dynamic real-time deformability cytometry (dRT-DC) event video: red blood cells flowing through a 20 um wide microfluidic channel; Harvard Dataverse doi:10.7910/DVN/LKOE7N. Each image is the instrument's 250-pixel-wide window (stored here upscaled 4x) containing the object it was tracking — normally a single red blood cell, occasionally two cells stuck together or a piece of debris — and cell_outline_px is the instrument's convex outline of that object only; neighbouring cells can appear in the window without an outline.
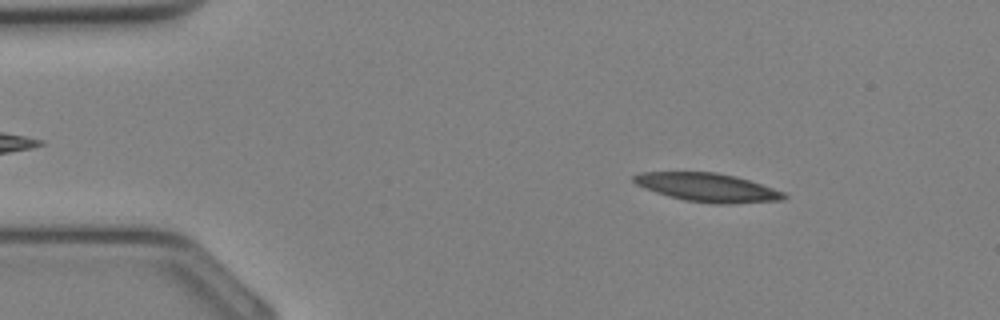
{"species": "Egyptian fruit bat (a non-hibernating species)", "species_latin": "Rousettus aegyptiacus", "temperature_condition": "cold", "stored_images_in_passage": 33, "camera_frame_rate_fps": 3000, "um_per_image_px": 0.085, "animal": {"sex": "female"}, "frame": {"image": 1, "passage_image": 4, "time_ms": 1.0, "image_size_px": [1000, 320], "cell_outline_px": [[788, 196], [784, 200], [728, 204], [716, 204], [684, 200], [656, 192], [644, 188], [636, 184], [632, 180], [632, 176], [640, 172], [716, 172], [736, 176], [784, 192]], "centroid_in_image_um": [60.13, 15.93], "position_along_channel_um": 24.9, "area_um2": 24.91}}
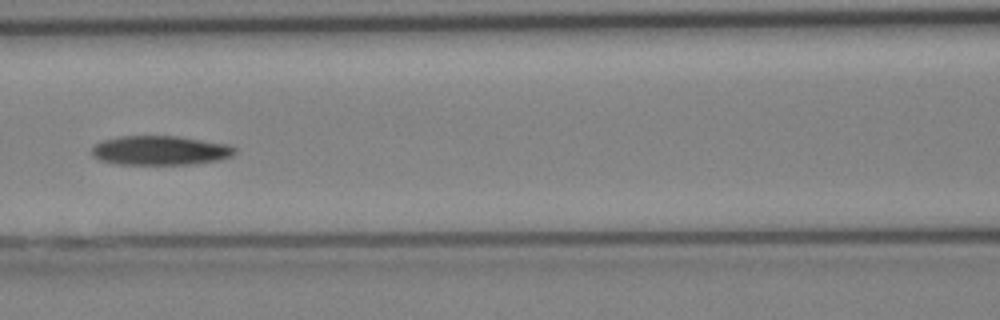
{"frame": {"image": 2, "passage_image": 14, "time_ms": 4.333, "image_size_px": [1000, 320], "cell_outline_px": [[236, 152], [232, 156], [216, 160], [192, 164], [116, 164], [100, 160], [92, 156], [92, 148], [96, 144], [104, 140], [120, 136], [176, 136], [228, 144], [236, 148]], "centroid_in_image_um": [13.61, 12.79], "position_along_channel_um": 153.0, "area_um2": 24.28}}
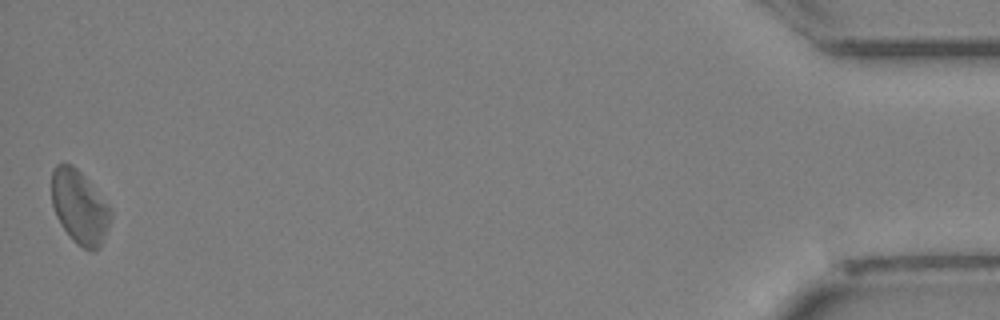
{"frame": {"image": 3, "passage_image": 33, "time_ms": 10.667, "image_size_px": [1000, 320], "cell_outline_px": [[112, 216], [104, 240], [100, 248], [96, 252], [92, 252], [76, 244], [72, 240], [60, 224], [56, 216], [52, 204], [52, 172], [56, 164], [64, 160], [72, 164], [84, 176], [112, 212]], "centroid_in_image_um": [6.74, 17.63], "position_along_channel_um": 428.5, "area_um2": 25.37}}